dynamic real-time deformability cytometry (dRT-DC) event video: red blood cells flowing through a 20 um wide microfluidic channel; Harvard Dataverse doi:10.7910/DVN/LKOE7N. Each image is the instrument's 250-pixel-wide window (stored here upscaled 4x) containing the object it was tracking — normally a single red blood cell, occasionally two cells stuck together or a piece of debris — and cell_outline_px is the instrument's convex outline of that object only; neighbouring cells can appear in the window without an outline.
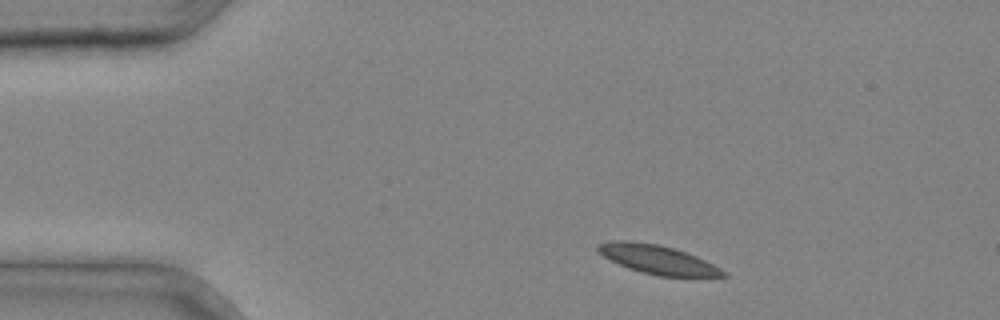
{"species": "common noctule bat (a hibernating species)", "species_latin": "Nyctalus noctula", "temperature_condition": "cold", "stored_images_in_passage": 3, "camera_frame_rate_fps": 3000, "um_per_image_px": 0.085, "animal": {"sex": "male", "body_mass_g": 20.4}, "frame": {"image": 1, "passage_image": 1, "time_ms": 0.0, "image_size_px": [1000, 320], "cell_outline_px": [[728, 276], [660, 276], [628, 268], [604, 256], [596, 248], [596, 244], [612, 240], [628, 240], [656, 244], [672, 248], [696, 256], [728, 272]], "centroid_in_image_um": [55.88, 22.05], "position_along_channel_um": 29.1, "area_um2": 20.63}}
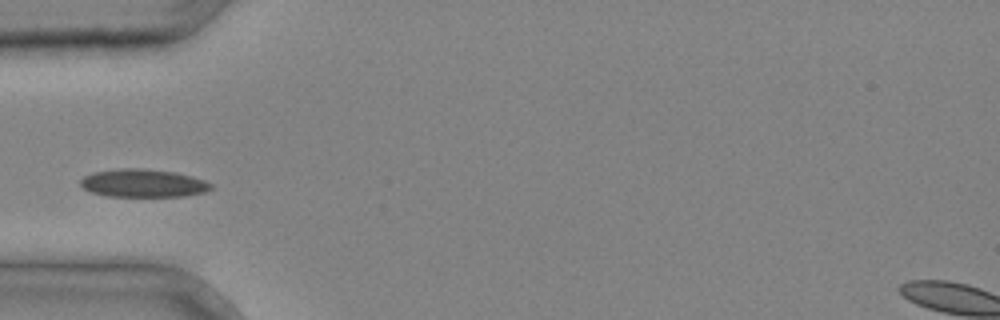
{"frame": {"image": 2, "passage_image": 3, "time_ms": 0.667, "image_size_px": [1000, 320], "cell_outline_px": [[216, 188], [204, 192], [184, 196], [108, 196], [92, 192], [84, 188], [80, 184], [80, 180], [84, 176], [92, 172], [124, 168], [144, 168], [176, 172], [192, 176], [204, 180], [212, 184]], "centroid_in_image_um": [12.2, 15.56], "position_along_channel_um": 72.8, "area_um2": 21.39}}